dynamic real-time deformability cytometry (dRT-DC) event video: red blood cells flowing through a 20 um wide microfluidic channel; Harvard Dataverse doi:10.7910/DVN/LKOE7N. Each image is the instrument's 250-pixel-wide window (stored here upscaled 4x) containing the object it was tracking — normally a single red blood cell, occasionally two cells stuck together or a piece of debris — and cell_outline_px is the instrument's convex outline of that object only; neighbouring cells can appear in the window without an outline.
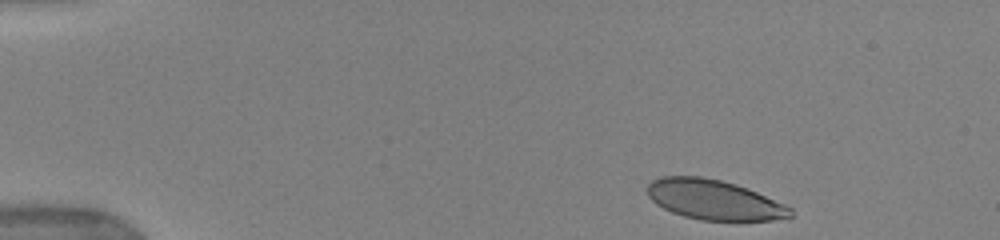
{"species": "human", "species_latin": "Homo sapiens", "temperature_condition": "warm", "stored_images_in_passage": 39, "camera_frame_rate_fps": 3000, "um_per_image_px": 0.085, "donor": {"sex": "female"}, "frame": {"image": 1, "passage_image": 1, "time_ms": 0.0, "image_size_px": [1000, 240], "cell_outline_px": [[792, 216], [772, 220], [700, 220], [684, 216], [672, 212], [656, 204], [648, 196], [648, 184], [652, 180], [660, 176], [700, 176], [720, 180], [756, 192], [784, 204], [792, 208]], "centroid_in_image_um": [60.65, 16.98], "position_along_channel_um": 24.4, "area_um2": 32.83}}
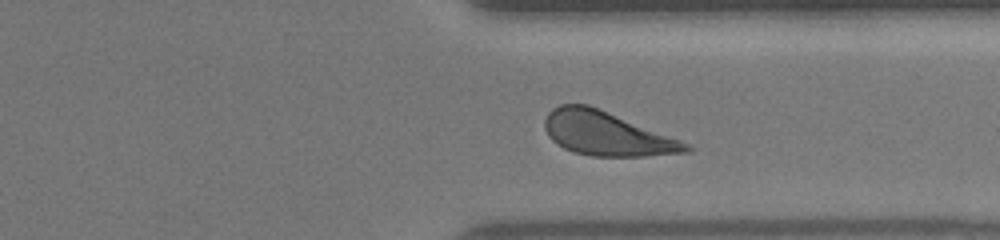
{"frame": {"image": 2, "passage_image": 34, "time_ms": 11.0, "image_size_px": [1000, 240], "cell_outline_px": [[692, 148], [688, 152], [644, 156], [592, 156], [572, 152], [556, 144], [548, 136], [544, 128], [544, 120], [548, 112], [552, 108], [560, 104], [588, 104], [692, 144]], "centroid_in_image_um": [51.54, 11.36], "position_along_channel_um": 359.9, "area_um2": 36.3}}
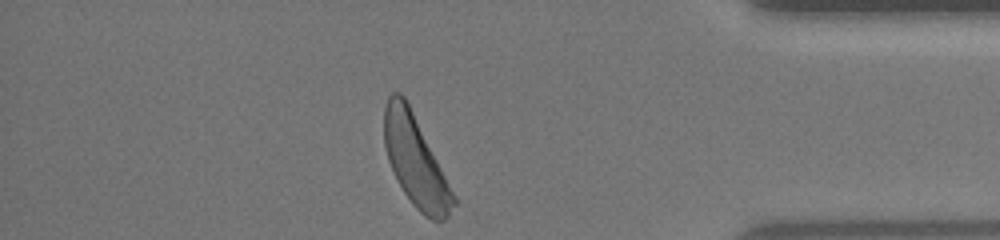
{"frame": {"image": 3, "passage_image": 39, "time_ms": 12.667, "image_size_px": [1000, 240], "cell_outline_px": [[456, 204], [448, 216], [444, 220], [432, 220], [424, 216], [412, 204], [396, 180], [388, 160], [384, 144], [384, 108], [388, 96], [392, 92], [400, 92], [404, 96], [456, 196]], "centroid_in_image_um": [35.31, 13.71], "position_along_channel_um": 399.9, "area_um2": 36.18}, "authors_computed_cell_mechanics": {"area_um2": 36.2406, "velocity_mm_per_s": 3.9244, "shape_relaxation_time_tau1_ms": 2.2313, "shape_relaxation_time_tau2_ms": null, "deformation_change_tau1": 0.1154, "deformation_change_tau2": null}}